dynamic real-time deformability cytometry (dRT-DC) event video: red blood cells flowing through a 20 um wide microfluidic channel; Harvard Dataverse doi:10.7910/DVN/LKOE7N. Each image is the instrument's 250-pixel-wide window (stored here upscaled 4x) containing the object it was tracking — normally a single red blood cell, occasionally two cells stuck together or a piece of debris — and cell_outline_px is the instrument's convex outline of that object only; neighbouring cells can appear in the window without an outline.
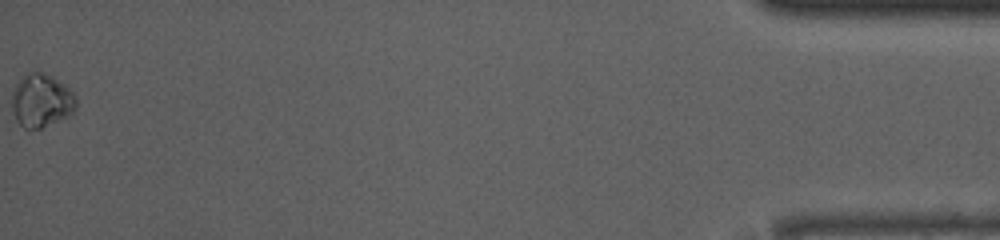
{"species": "common noctule bat (a hibernating species)", "species_latin": "Nyctalus noctula", "temperature_condition": "room temperature", "stored_images_in_passage": 36, "camera_frame_rate_fps": 3000, "um_per_image_px": 0.085, "animal": {"sex": "male", "body_mass_g": 13.0, "forearm_length_mm": 53.1}, "frame": {"image": 1, "passage_image": 36, "time_ms": 11.667, "image_size_px": [1000, 240], "cell_outline_px": [[76, 108], [68, 116], [40, 128], [28, 132], [16, 120], [12, 112], [12, 88], [28, 72], [44, 72], [52, 76], [64, 84], [76, 96]], "centroid_in_image_um": [3.49, 8.57], "position_along_channel_um": 431.7, "area_um2": 20.11}, "authors_computed_cell_mechanics": {"area_um2": 16.9354, "velocity_mm_per_s": 4.1138, "shape_relaxation_time_tau1_ms": 2.4079, "shape_relaxation_time_tau2_ms": null, "deformation_change_tau1": 0.0593, "deformation_change_tau2": null}}